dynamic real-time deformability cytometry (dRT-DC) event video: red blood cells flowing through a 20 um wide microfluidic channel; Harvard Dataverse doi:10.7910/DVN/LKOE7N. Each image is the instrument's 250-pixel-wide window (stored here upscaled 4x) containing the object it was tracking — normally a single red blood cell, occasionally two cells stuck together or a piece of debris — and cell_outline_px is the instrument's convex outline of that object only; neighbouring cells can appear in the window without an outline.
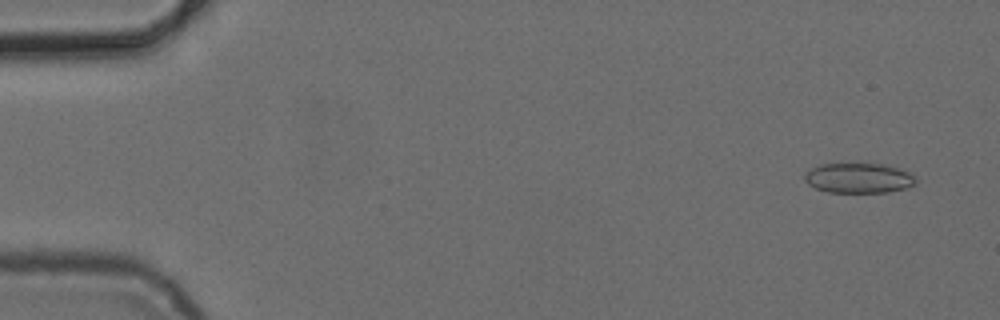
{"species": "common noctule bat (a hibernating species)", "species_latin": "Nyctalus noctula", "temperature_condition": "cold", "stored_images_in_passage": 5, "camera_frame_rate_fps": 3000, "um_per_image_px": 0.085, "animal": {"sex": "female", "body_mass_g": 24.6, "forearm_length_mm": 56.2}, "frame": {"image": 1, "passage_image": 1, "time_ms": 0.0, "image_size_px": [1000, 320], "cell_outline_px": [[916, 184], [908, 188], [888, 192], [828, 192], [816, 188], [808, 184], [804, 180], [804, 172], [820, 164], [888, 164], [912, 172], [916, 176]], "centroid_in_image_um": [73.04, 15.13], "position_along_channel_um": 12.0, "area_um2": 19.77}}